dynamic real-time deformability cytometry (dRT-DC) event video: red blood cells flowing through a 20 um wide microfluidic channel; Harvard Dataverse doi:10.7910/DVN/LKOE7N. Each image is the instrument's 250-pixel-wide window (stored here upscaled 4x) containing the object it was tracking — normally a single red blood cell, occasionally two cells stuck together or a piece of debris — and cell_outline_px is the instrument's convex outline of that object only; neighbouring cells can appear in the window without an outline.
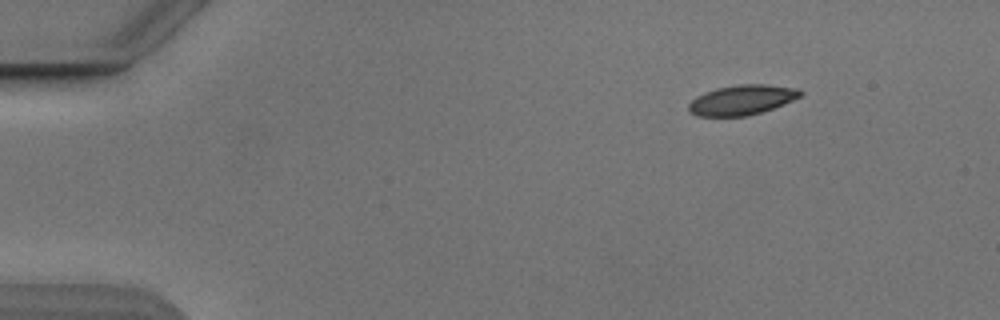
{"species": "Egyptian fruit bat (a non-hibernating species)", "species_latin": "Rousettus aegyptiacus", "temperature_condition": "cold", "stored_images_in_passage": 9, "camera_frame_rate_fps": 3000, "um_per_image_px": 0.085, "animal": {"sex": "male"}, "frame": {"image": 1, "passage_image": 1, "time_ms": 0.0, "image_size_px": [1000, 320], "cell_outline_px": [[804, 92], [800, 96], [784, 104], [760, 112], [744, 116], [696, 116], [688, 112], [688, 104], [696, 96], [704, 92], [716, 88], [740, 84], [764, 84], [800, 88]], "centroid_in_image_um": [63.04, 8.48], "position_along_channel_um": 22.0, "area_um2": 19.54}}